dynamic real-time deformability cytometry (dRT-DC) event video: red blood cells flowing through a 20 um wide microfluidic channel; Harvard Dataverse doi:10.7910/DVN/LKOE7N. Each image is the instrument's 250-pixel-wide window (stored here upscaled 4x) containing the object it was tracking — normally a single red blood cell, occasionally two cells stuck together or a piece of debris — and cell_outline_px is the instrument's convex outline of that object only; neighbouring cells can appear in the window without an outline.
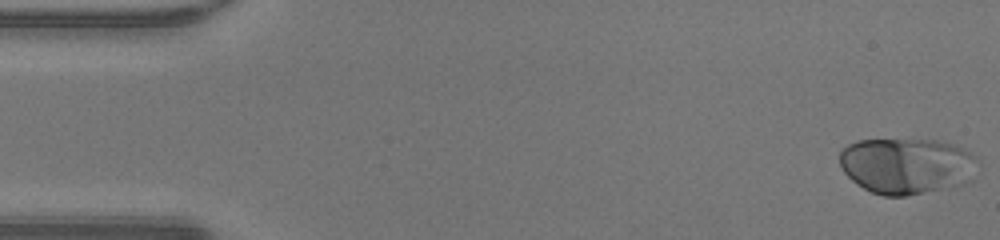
{"species": "human", "species_latin": "Homo sapiens", "temperature_condition": "warm", "stored_images_in_passage": 48, "camera_frame_rate_fps": 3000, "um_per_image_px": 0.085, "donor": {"sex": "male"}, "frame": {"image": 1, "passage_image": 1, "time_ms": 0.0, "image_size_px": [1000, 240], "cell_outline_px": [[976, 156], [972, 180], [960, 184], [904, 196], [884, 196], [872, 192], [856, 184], [844, 172], [840, 164], [840, 152], [848, 144], [856, 140], [936, 140], [952, 144]], "centroid_in_image_um": [77.02, 14.09], "position_along_channel_um": 8.0, "area_um2": 44.56}}
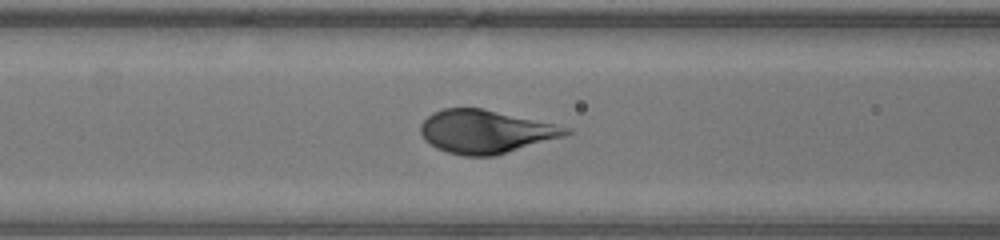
{"frame": {"image": 2, "passage_image": 19, "time_ms": 6.0, "image_size_px": [1000, 240], "cell_outline_px": [[576, 132], [564, 136], [496, 156], [464, 156], [448, 152], [436, 148], [424, 140], [420, 132], [420, 124], [432, 112], [444, 108], [480, 108], [556, 124], [572, 128]], "centroid_in_image_um": [41.29, 11.19], "position_along_channel_um": 125.3, "area_um2": 36.76}}
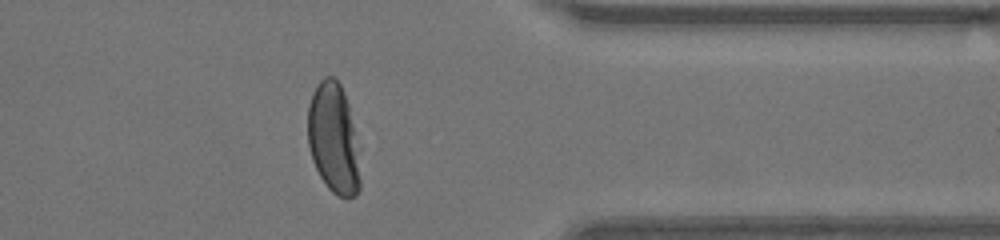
{"frame": {"image": 3, "passage_image": 38, "time_ms": 12.333, "image_size_px": [1000, 240], "cell_outline_px": [[360, 188], [356, 196], [348, 200], [332, 192], [328, 188], [320, 176], [312, 160], [308, 144], [308, 108], [312, 92], [320, 80], [324, 76], [332, 76], [340, 84], [344, 92], [348, 104], [352, 128], [360, 180]], "centroid_in_image_um": [28.31, 11.79], "position_along_channel_um": 383.1, "area_um2": 33.0}}